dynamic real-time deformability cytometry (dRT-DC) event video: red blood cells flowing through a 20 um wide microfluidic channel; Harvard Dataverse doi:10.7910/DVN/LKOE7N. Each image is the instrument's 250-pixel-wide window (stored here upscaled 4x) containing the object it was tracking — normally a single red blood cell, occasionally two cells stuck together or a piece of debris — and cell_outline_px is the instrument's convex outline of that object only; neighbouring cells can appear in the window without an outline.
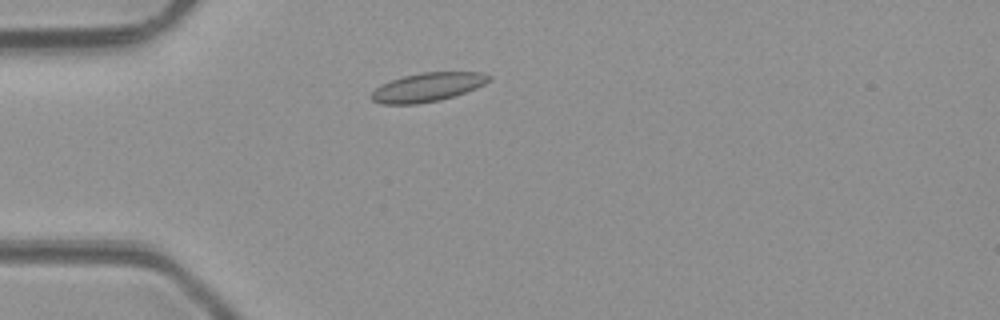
{"species": "common noctule bat (a hibernating species)", "species_latin": "Nyctalus noctula", "temperature_condition": "room temperature", "stored_images_in_passage": 3, "camera_frame_rate_fps": 3000, "um_per_image_px": 0.085, "animal": {"sex": "male", "body_mass_g": 23.1, "forearm_length_mm": 52.7}, "frame": {"image": 1, "passage_image": 2, "time_ms": 2.0, "image_size_px": [1000, 320], "cell_outline_px": [[492, 80], [476, 88], [440, 100], [416, 104], [380, 104], [372, 100], [368, 96], [380, 84], [404, 76], [424, 72], [484, 72], [492, 76]], "centroid_in_image_um": [36.34, 7.41], "position_along_channel_um": 48.7, "area_um2": 19.77}}